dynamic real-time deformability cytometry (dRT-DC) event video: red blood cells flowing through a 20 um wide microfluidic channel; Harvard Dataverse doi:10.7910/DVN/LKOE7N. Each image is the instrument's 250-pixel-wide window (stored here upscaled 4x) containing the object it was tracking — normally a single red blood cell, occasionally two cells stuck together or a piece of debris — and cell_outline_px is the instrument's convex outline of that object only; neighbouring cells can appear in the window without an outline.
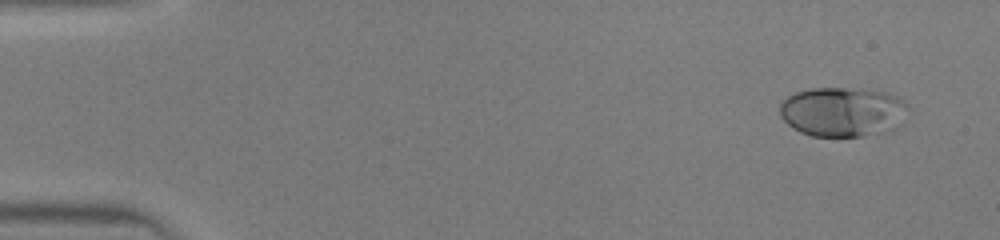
{"species": "human", "species_latin": "Homo sapiens", "temperature_condition": "warm", "stored_images_in_passage": 43, "camera_frame_rate_fps": 3000, "um_per_image_px": 0.085, "donor": {"sex": "male"}, "frame": {"image": 1, "passage_image": 1, "time_ms": 0.0, "image_size_px": [1000, 240], "cell_outline_px": [[908, 108], [900, 124], [892, 132], [860, 136], [812, 136], [800, 132], [792, 128], [780, 116], [780, 100], [796, 92], [812, 88], [868, 88], [884, 92], [896, 96]], "centroid_in_image_um": [71.61, 9.5], "position_along_channel_um": 13.4, "area_um2": 37.45}}
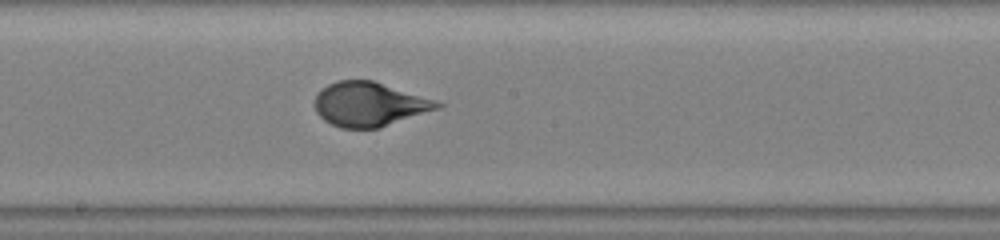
{"frame": {"image": 2, "passage_image": 23, "time_ms": 7.333, "image_size_px": [1000, 240], "cell_outline_px": [[444, 104], [440, 108], [380, 128], [340, 128], [324, 120], [316, 112], [316, 96], [320, 88], [336, 80], [372, 80], [436, 100]], "centroid_in_image_um": [31.39, 8.86], "position_along_channel_um": 216.8, "area_um2": 31.56}}
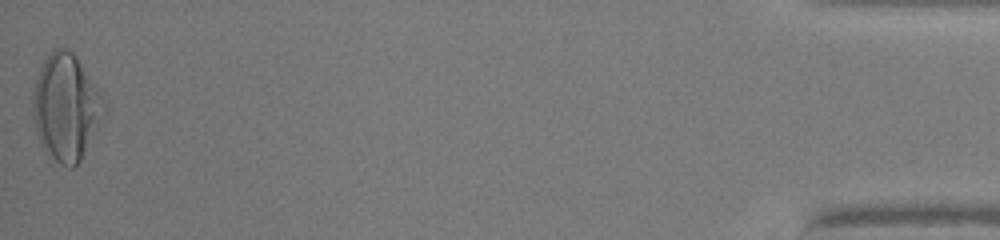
{"frame": {"image": 3, "passage_image": 43, "time_ms": 14.0, "image_size_px": [1000, 240], "cell_outline_px": [[108, 112], [104, 120], [80, 160], [72, 168], [68, 168], [60, 164], [48, 156], [36, 132], [32, 104], [32, 96], [36, 80], [40, 68], [44, 60], [56, 48], [68, 48], [76, 56], [108, 104]], "centroid_in_image_um": [5.66, 9.15], "position_along_channel_um": 429.5, "area_um2": 44.45}}